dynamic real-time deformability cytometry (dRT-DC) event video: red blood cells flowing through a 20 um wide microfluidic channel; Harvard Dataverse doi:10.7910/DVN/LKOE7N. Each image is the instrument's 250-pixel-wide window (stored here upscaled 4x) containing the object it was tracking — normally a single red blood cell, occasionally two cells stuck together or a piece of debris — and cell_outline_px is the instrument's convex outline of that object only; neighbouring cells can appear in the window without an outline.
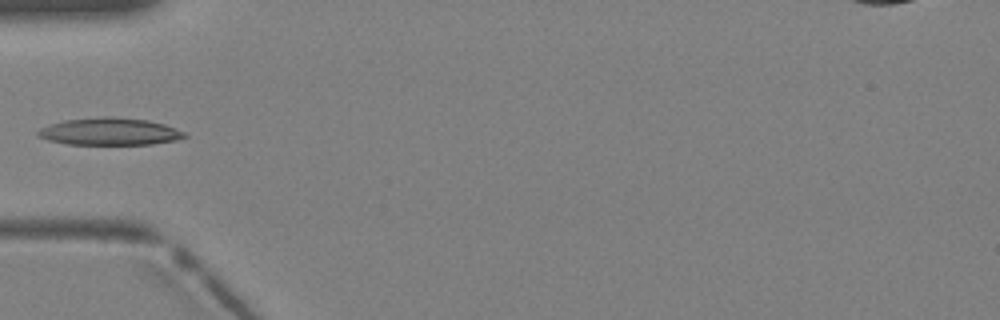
{"species": "Egyptian fruit bat (a non-hibernating species)", "species_latin": "Rousettus aegyptiacus", "temperature_condition": "warm", "stored_images_in_passage": 4, "camera_frame_rate_fps": 3000, "um_per_image_px": 0.085, "animal": {"sex": "female"}, "frame": {"image": 1, "passage_image": 4, "time_ms": 1.0, "image_size_px": [1000, 320], "cell_outline_px": [[188, 136], [176, 140], [152, 144], [68, 144], [48, 140], [40, 136], [36, 132], [40, 128], [64, 120], [100, 116], [112, 116], [148, 120], [164, 124], [184, 132]], "centroid_in_image_um": [9.33, 11.17], "position_along_channel_um": 75.7, "area_um2": 23.18}}